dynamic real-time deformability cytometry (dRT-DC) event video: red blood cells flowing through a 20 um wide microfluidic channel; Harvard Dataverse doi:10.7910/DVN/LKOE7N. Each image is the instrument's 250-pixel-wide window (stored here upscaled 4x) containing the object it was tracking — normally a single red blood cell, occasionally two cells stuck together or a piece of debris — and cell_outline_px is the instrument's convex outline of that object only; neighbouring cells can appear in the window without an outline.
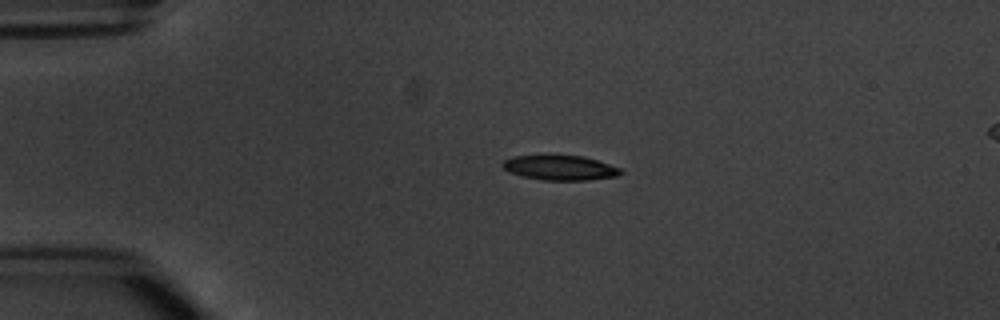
{"species": "common noctule bat (a hibernating species)", "species_latin": "Nyctalus noctula", "temperature_condition": "warm", "stored_images_in_passage": 4, "segment_of_instrument_passage": [1, 2], "camera_frame_rate_fps": 3000, "um_per_image_px": 0.085, "animal": {"sex": "male", "body_mass_g": 20.1, "forearm_length_mm": 53.5}, "frame": {"image": 1, "passage_image": 2, "time_ms": 1.333, "image_size_px": [1000, 320], "cell_outline_px": [[624, 172], [616, 176], [588, 180], [540, 180], [520, 176], [508, 172], [500, 164], [504, 160], [512, 156], [540, 152], [552, 152], [584, 156], [620, 168]], "centroid_in_image_um": [47.49, 14.19], "position_along_channel_um": 37.5, "area_um2": 18.21}}